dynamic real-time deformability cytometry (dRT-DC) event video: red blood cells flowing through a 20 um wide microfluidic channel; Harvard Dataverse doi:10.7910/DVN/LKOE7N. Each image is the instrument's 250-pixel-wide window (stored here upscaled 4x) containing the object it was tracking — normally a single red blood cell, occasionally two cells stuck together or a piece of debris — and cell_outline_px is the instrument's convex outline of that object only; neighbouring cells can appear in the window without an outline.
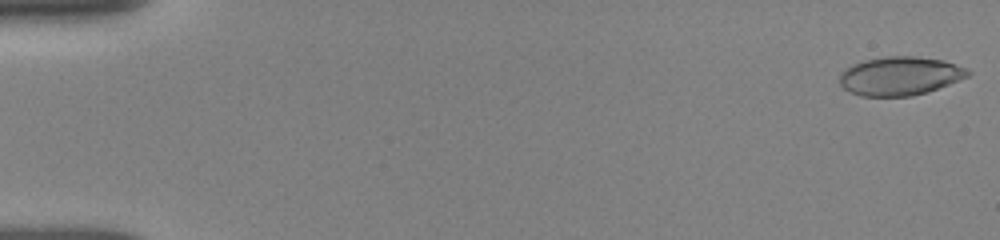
{"species": "human", "species_latin": "Homo sapiens", "temperature_condition": "room temperature", "stored_images_in_passage": 39, "camera_frame_rate_fps": 3000, "um_per_image_px": 0.085, "donor": {"sex": "female"}, "frame": {"image": 1, "passage_image": 1, "time_ms": 0.0, "image_size_px": [1000, 240], "cell_outline_px": [[972, 72], [968, 76], [948, 84], [912, 96], [860, 96], [844, 88], [840, 84], [840, 72], [844, 68], [852, 64], [864, 60], [888, 56], [916, 56], [944, 60], [968, 68]], "centroid_in_image_um": [76.49, 6.44], "position_along_channel_um": 8.5, "area_um2": 28.84}}
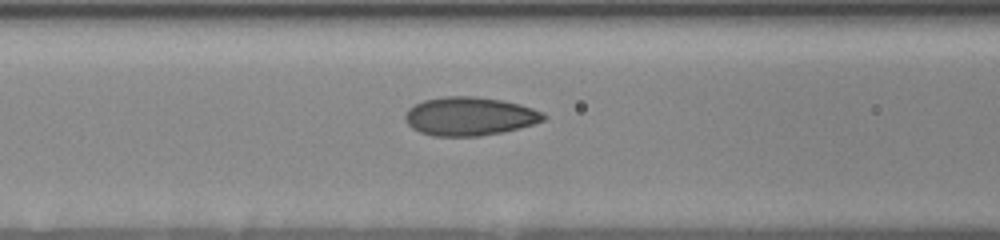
{"frame": {"image": 2, "passage_image": 32, "time_ms": 7.0, "image_size_px": [1000, 240], "cell_outline_px": [[548, 116], [544, 120], [532, 124], [500, 132], [480, 136], [432, 136], [420, 132], [412, 128], [404, 120], [404, 116], [408, 108], [424, 100], [444, 96], [476, 96], [500, 100], [520, 104], [544, 112]], "centroid_in_image_um": [39.89, 9.88], "position_along_channel_um": 126.7, "area_um2": 31.04}}
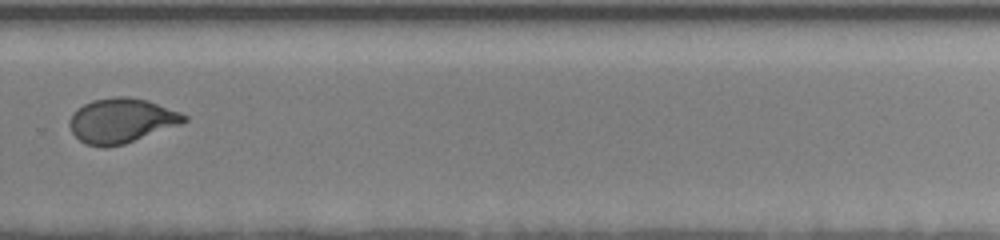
{"frame": {"image": 3, "passage_image": 39, "time_ms": 12.0, "image_size_px": [1000, 240], "cell_outline_px": [[188, 120], [180, 124], [124, 144], [104, 148], [84, 144], [72, 132], [68, 124], [68, 120], [72, 112], [76, 108], [92, 100], [116, 96], [128, 96], [148, 100], [180, 112], [188, 116]], "centroid_in_image_um": [10.28, 10.24], "position_along_channel_um": 319.5, "area_um2": 30.0}}